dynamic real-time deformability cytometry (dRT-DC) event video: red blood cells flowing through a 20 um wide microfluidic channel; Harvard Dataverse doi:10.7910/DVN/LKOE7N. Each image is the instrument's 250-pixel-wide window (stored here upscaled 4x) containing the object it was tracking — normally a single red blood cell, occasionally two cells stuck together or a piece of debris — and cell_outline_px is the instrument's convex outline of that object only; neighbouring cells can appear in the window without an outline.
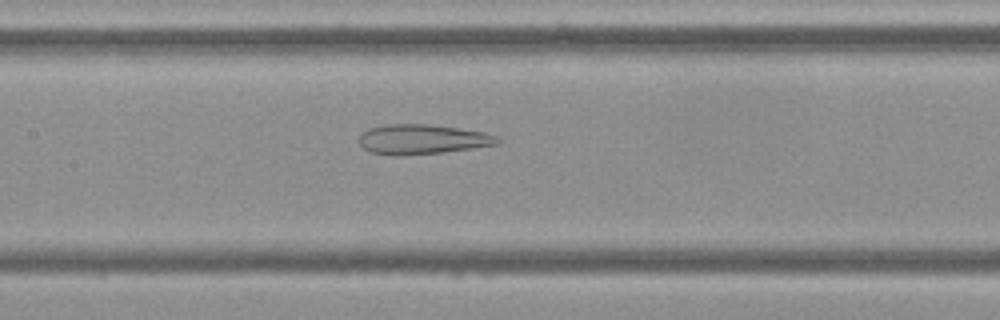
{"species": "Egyptian fruit bat (a non-hibernating species)", "species_latin": "Rousettus aegyptiacus", "temperature_condition": "cold", "stored_images_in_passage": 39, "camera_frame_rate_fps": 3000, "um_per_image_px": 0.085, "frame": {"image": 1, "passage_image": 10, "time_ms": 3.0, "image_size_px": [1000, 320], "cell_outline_px": [[500, 144], [472, 148], [440, 152], [396, 156], [372, 152], [364, 148], [360, 144], [360, 136], [368, 128], [384, 124], [428, 124], [484, 132], [496, 136], [500, 140]], "centroid_in_image_um": [35.89, 11.83], "position_along_channel_um": 171.5, "area_um2": 23.76}}
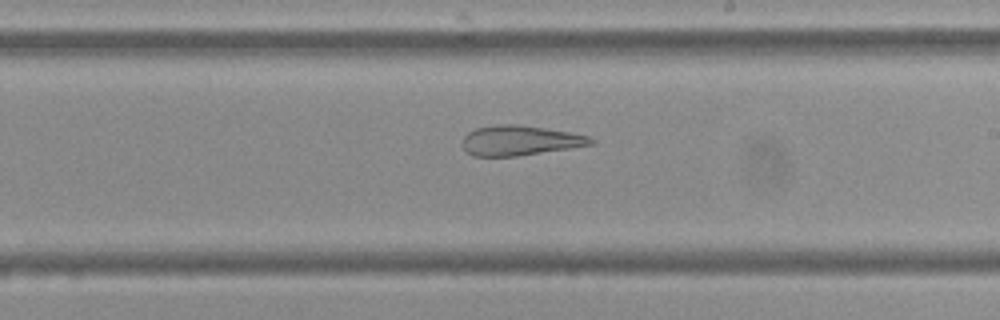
{"frame": {"image": 2, "passage_image": 16, "time_ms": 5.0, "image_size_px": [1000, 320], "cell_outline_px": [[596, 144], [516, 156], [472, 156], [460, 144], [464, 136], [468, 132], [476, 128], [496, 124], [516, 124], [544, 128], [568, 132], [588, 136], [596, 140]], "centroid_in_image_um": [44.17, 11.94], "position_along_channel_um": 244.8, "area_um2": 22.37}}
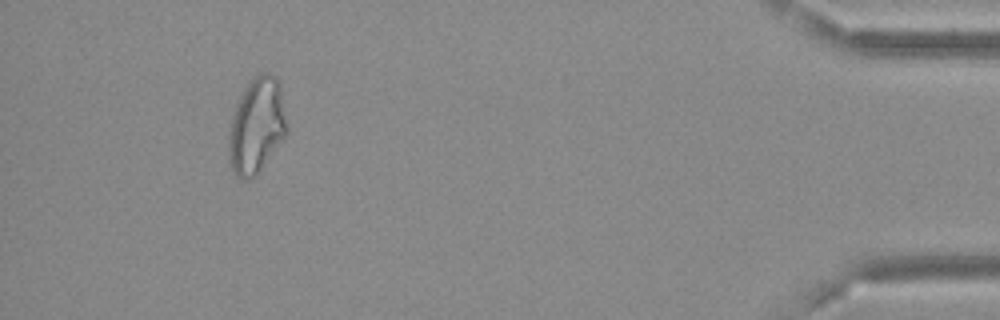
{"frame": {"image": 3, "passage_image": 35, "time_ms": 11.333, "image_size_px": [1000, 320], "cell_outline_px": [[288, 132], [260, 168], [248, 180], [240, 180], [236, 176], [228, 160], [228, 136], [232, 116], [236, 104], [244, 88], [260, 72], [268, 72], [276, 76], [280, 80], [288, 128]], "centroid_in_image_um": [21.81, 10.64], "position_along_channel_um": 413.4, "area_um2": 32.37}, "authors_computed_cell_mechanics": {"area_um2": 26.0678, "velocity_mm_per_s": 3.6794, "shape_relaxation_time_tau1_ms": null, "shape_relaxation_time_tau2_ms": 2.6986, "deformation_change_tau1": null, "deformation_change_tau2": 0.1357}}